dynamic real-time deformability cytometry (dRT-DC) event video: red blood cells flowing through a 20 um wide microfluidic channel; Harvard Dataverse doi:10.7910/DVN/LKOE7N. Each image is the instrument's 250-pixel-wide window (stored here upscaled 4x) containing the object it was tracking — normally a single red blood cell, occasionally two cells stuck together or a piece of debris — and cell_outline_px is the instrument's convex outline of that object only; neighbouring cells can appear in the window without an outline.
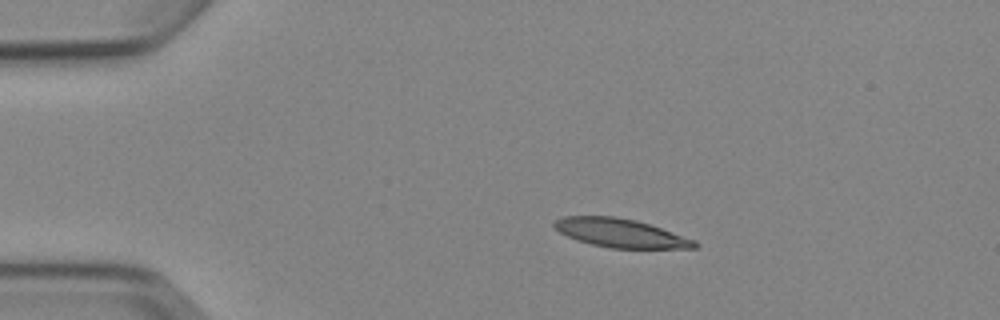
{"species": "Egyptian fruit bat (a non-hibernating species)", "species_latin": "Rousettus aegyptiacus", "temperature_condition": "cold", "stored_images_in_passage": 7, "camera_frame_rate_fps": 3000, "um_per_image_px": 0.085, "animal": {"sex": "female"}, "frame": {"image": 1, "passage_image": 2, "time_ms": 1.333, "image_size_px": [1000, 320], "cell_outline_px": [[700, 244], [696, 248], [612, 248], [592, 244], [576, 240], [560, 232], [552, 224], [556, 220], [564, 216], [616, 216], [636, 220], [696, 240]], "centroid_in_image_um": [52.75, 19.81], "position_along_channel_um": 32.2, "area_um2": 23.24}}
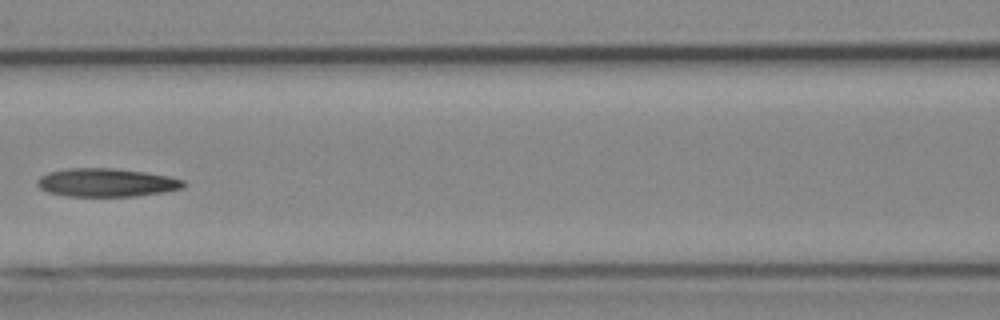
{"frame": {"image": 2, "passage_image": 6, "time_ms": 6.0, "image_size_px": [1000, 320], "cell_outline_px": [[184, 184], [180, 188], [164, 192], [136, 196], [68, 196], [48, 192], [40, 188], [36, 184], [36, 180], [40, 176], [48, 172], [68, 168], [112, 168], [144, 172], [168, 176], [184, 180]], "centroid_in_image_um": [9.0, 15.51], "position_along_channel_um": 157.6, "area_um2": 24.04}}
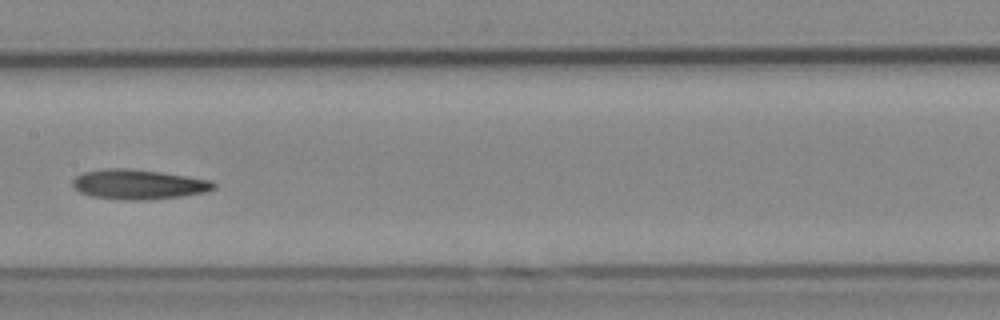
{"frame": {"image": 3, "passage_image": 7, "time_ms": 7.0, "image_size_px": [1000, 320], "cell_outline_px": [[216, 188], [204, 192], [184, 196], [152, 200], [120, 200], [92, 196], [80, 192], [72, 184], [72, 180], [76, 176], [84, 172], [104, 168], [132, 168], [160, 172], [212, 180], [216, 184]], "centroid_in_image_um": [11.78, 15.67], "position_along_channel_um": 195.6, "area_um2": 24.74}}